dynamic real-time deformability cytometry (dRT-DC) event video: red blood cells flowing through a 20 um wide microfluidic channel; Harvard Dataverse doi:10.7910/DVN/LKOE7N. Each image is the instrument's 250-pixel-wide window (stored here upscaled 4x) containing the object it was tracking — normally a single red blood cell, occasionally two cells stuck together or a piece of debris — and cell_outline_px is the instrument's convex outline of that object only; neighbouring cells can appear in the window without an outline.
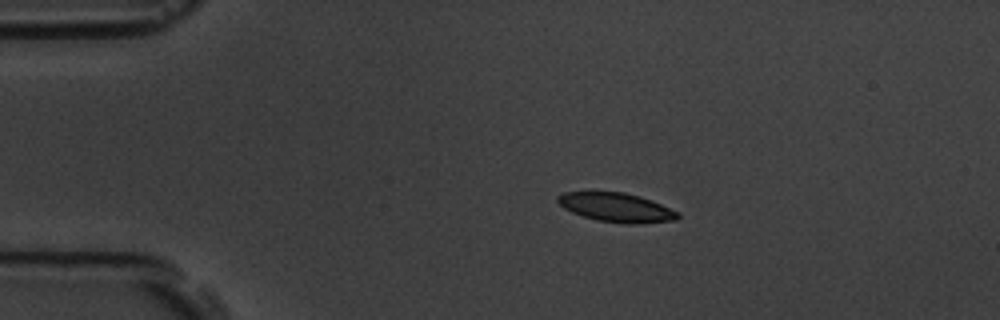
{"species": "common noctule bat (a hibernating species)", "species_latin": "Nyctalus noctula", "temperature_condition": "room temperature", "stored_images_in_passage": 9, "camera_frame_rate_fps": 3000, "um_per_image_px": 0.085, "animal": {"sex": "male", "body_mass_g": 19.5, "forearm_length_mm": 54.6}, "frame": {"image": 1, "passage_image": 1, "time_ms": 0.0, "image_size_px": [1000, 320], "cell_outline_px": [[680, 216], [676, 220], [636, 224], [628, 224], [596, 220], [572, 212], [564, 208], [556, 200], [556, 196], [564, 192], [624, 192], [652, 200], [680, 212]], "centroid_in_image_um": [52.41, 17.63], "position_along_channel_um": 32.6, "area_um2": 20.35}}
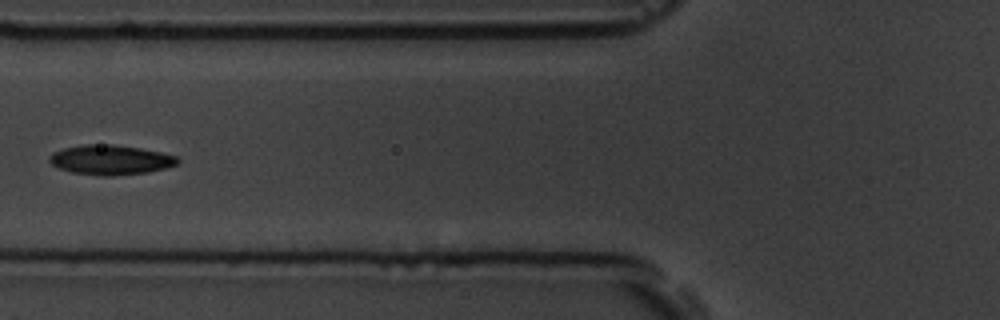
{"frame": {"image": 2, "passage_image": 4, "time_ms": 3.667, "image_size_px": [1000, 320], "cell_outline_px": [[180, 160], [176, 164], [164, 168], [148, 172], [112, 176], [100, 176], [72, 172], [60, 168], [52, 164], [48, 160], [48, 156], [52, 152], [64, 148], [84, 144], [112, 144], [140, 148], [160, 152], [176, 156]], "centroid_in_image_um": [9.36, 13.58], "position_along_channel_um": 116.4, "area_um2": 22.2}}
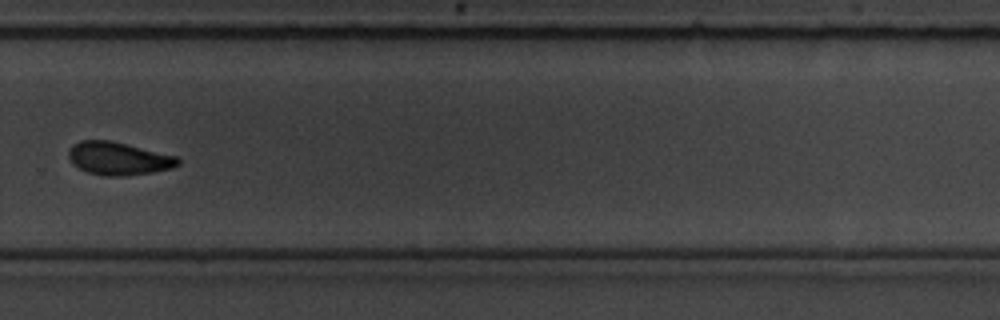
{"frame": {"image": 3, "passage_image": 9, "time_ms": 9.333, "image_size_px": [1000, 320], "cell_outline_px": [[180, 164], [172, 168], [152, 172], [124, 176], [104, 176], [88, 172], [72, 164], [68, 156], [68, 152], [72, 144], [80, 140], [108, 140], [176, 156], [180, 160]], "centroid_in_image_um": [10.04, 13.48], "position_along_channel_um": 319.8, "area_um2": 20.87}}